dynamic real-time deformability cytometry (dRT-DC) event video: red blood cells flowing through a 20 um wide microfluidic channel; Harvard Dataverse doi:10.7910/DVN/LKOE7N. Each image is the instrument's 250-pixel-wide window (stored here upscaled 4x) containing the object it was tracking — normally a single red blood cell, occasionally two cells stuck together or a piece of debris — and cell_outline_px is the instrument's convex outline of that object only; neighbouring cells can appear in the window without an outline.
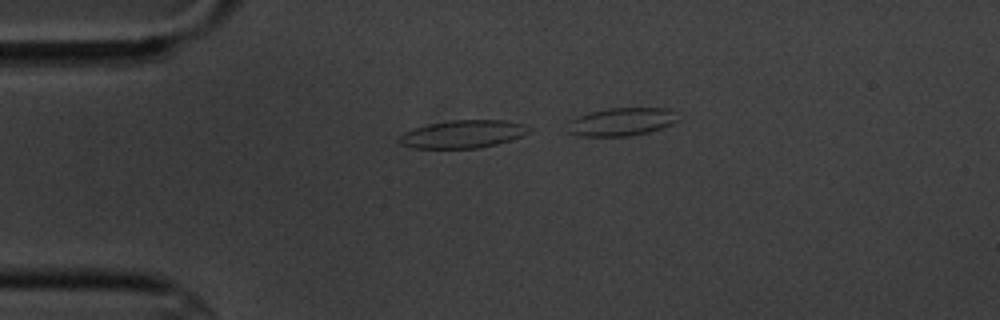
{"species": "common noctule bat (a hibernating species)", "species_latin": "Nyctalus noctula", "temperature_condition": "cold", "stored_images_in_passage": 3, "camera_frame_rate_fps": 3000, "um_per_image_px": 0.085, "animal": {"sex": "male", "body_mass_g": 20.1, "forearm_length_mm": 53.5}, "frame": {"image": 1, "passage_image": 1, "time_ms": 0.0, "image_size_px": [1000, 320], "cell_outline_px": [[532, 132], [524, 136], [512, 140], [480, 148], [412, 148], [400, 144], [396, 140], [404, 132], [428, 124], [452, 120], [504, 120], [528, 124], [532, 128]], "centroid_in_image_um": [39.42, 11.4], "position_along_channel_um": 45.6, "area_um2": 21.39}}
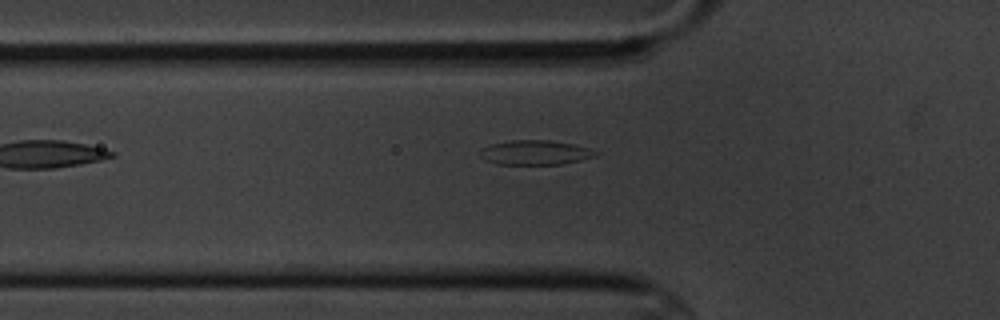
{"frame": {"image": 2, "passage_image": 3, "time_ms": 2.667, "image_size_px": [1000, 320], "cell_outline_px": [[600, 152], [596, 156], [580, 160], [560, 164], [496, 164], [484, 160], [480, 156], [480, 148], [492, 144], [512, 140], [548, 140], [572, 144], [588, 148]], "centroid_in_image_um": [45.46, 12.97], "position_along_channel_um": 80.3, "area_um2": 16.47}}